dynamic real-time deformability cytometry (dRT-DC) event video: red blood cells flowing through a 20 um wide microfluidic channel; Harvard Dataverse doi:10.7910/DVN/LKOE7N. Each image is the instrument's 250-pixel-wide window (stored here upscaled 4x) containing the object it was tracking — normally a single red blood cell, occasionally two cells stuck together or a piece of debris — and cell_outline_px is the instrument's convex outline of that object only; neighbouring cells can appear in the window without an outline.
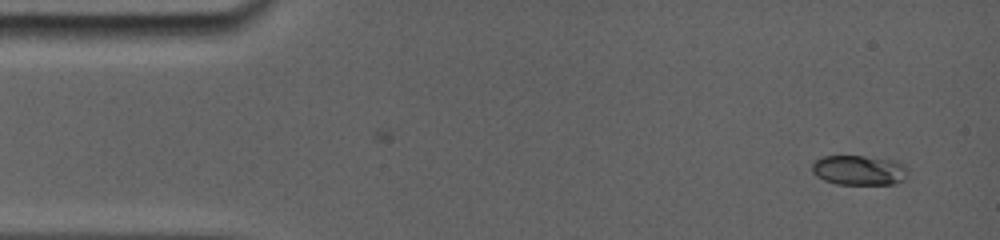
{"species": "common noctule bat (a hibernating species)", "species_latin": "Nyctalus noctula", "temperature_condition": "room temperature", "stored_images_in_passage": 7, "camera_frame_rate_fps": 5000, "um_per_image_px": 0.085, "animal": {"sex": "female", "body_mass_g": 19.0, "forearm_length_mm": 56.7}, "frame": {"image": 1, "passage_image": 1, "time_ms": 0.0, "image_size_px": [1000, 240], "cell_outline_px": [[900, 180], [892, 184], [836, 184], [824, 180], [816, 176], [812, 172], [812, 164], [816, 160], [828, 156], [860, 156], [868, 160], [888, 172]], "centroid_in_image_um": [72.35, 14.54], "position_along_channel_um": 12.7, "area_um2": 13.24}}